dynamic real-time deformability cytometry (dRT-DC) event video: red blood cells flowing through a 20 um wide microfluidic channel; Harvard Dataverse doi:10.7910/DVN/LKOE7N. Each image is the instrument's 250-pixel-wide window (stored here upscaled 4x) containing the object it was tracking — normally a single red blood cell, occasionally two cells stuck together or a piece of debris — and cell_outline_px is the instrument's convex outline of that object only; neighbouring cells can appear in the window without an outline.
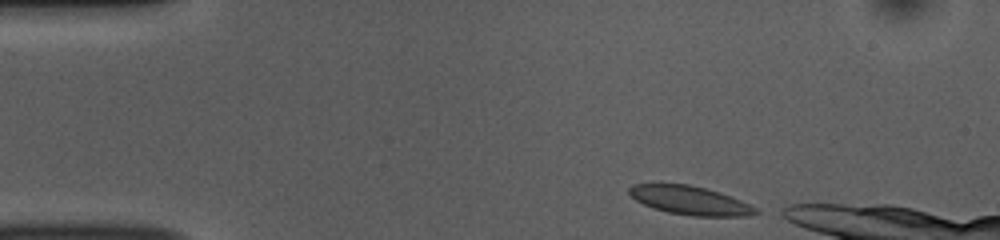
{"species": "common noctule bat (a hibernating species)", "species_latin": "Nyctalus noctula", "temperature_condition": "room temperature", "stored_images_in_passage": 39, "camera_frame_rate_fps": 3000, "um_per_image_px": 0.085, "animal": {"sex": "female", "body_mass_g": 10.0, "forearm_length_mm": 53.1}, "frame": {"image": 1, "passage_image": 1, "time_ms": 0.0, "image_size_px": [1000, 240], "cell_outline_px": [[760, 212], [748, 216], [692, 216], [668, 212], [652, 208], [636, 200], [628, 192], [628, 188], [632, 184], [652, 180], [688, 184], [704, 188], [740, 200], [756, 208]], "centroid_in_image_um": [58.51, 16.98], "position_along_channel_um": 26.5, "area_um2": 21.62}}
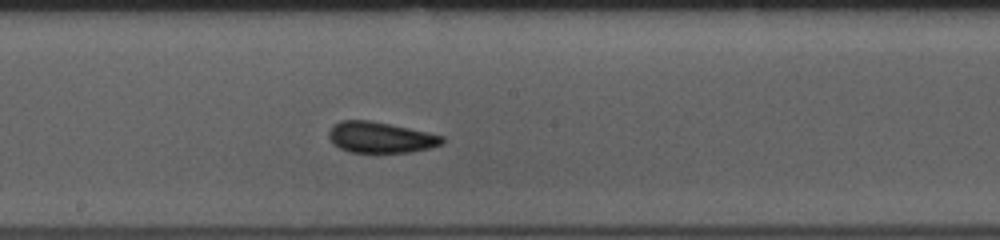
{"frame": {"image": 2, "passage_image": 21, "time_ms": 6.667, "image_size_px": [1000, 240], "cell_outline_px": [[444, 144], [428, 148], [408, 152], [348, 152], [332, 144], [328, 136], [328, 132], [332, 124], [340, 120], [368, 120], [428, 132], [444, 136]], "centroid_in_image_um": [32.3, 11.67], "position_along_channel_um": 215.9, "area_um2": 20.46}}
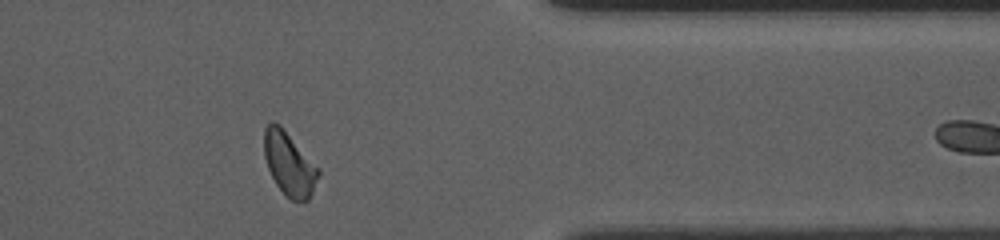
{"frame": {"image": 3, "passage_image": 36, "time_ms": 11.667, "image_size_px": [1000, 240], "cell_outline_px": [[320, 172], [312, 192], [308, 200], [304, 204], [292, 200], [284, 196], [276, 184], [268, 168], [264, 156], [264, 128], [272, 120], [280, 124], [320, 168]], "centroid_in_image_um": [24.59, 13.94], "position_along_channel_um": 386.8, "area_um2": 20.4}, "authors_computed_cell_mechanics": {"area_um2": 20.7502, "velocity_mm_per_s": 3.751, "shape_relaxation_time_tau1_ms": 3.6077, "shape_relaxation_time_tau2_ms": 1.3494, "deformation_change_tau1": 0.101, "deformation_change_tau2": 0.0586}}